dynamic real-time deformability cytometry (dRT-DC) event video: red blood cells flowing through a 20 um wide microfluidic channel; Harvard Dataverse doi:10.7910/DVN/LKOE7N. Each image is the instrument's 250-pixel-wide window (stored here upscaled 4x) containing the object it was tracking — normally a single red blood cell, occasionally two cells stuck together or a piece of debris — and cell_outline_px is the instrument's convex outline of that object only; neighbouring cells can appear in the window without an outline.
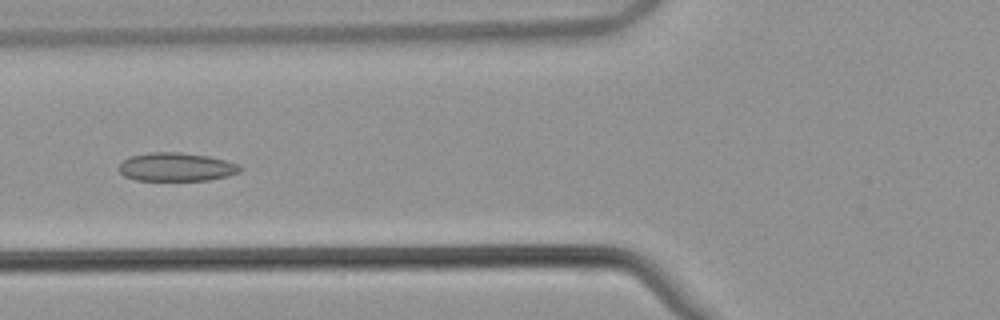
{"species": "common noctule bat (a hibernating species)", "species_latin": "Nyctalus noctula", "temperature_condition": "warm", "stored_images_in_passage": 41, "camera_frame_rate_fps": 3000, "um_per_image_px": 0.085, "animal": {"sex": "male", "body_mass_g": 21.5, "forearm_length_mm": 52.0}, "frame": {"image": 1, "passage_image": 8, "time_ms": 2.333, "image_size_px": [1000, 320], "cell_outline_px": [[244, 168], [240, 172], [228, 176], [208, 180], [136, 180], [124, 176], [120, 172], [120, 164], [128, 156], [148, 152], [180, 152], [208, 156], [240, 164]], "centroid_in_image_um": [15.01, 14.19], "position_along_channel_um": 110.8, "area_um2": 20.23}}
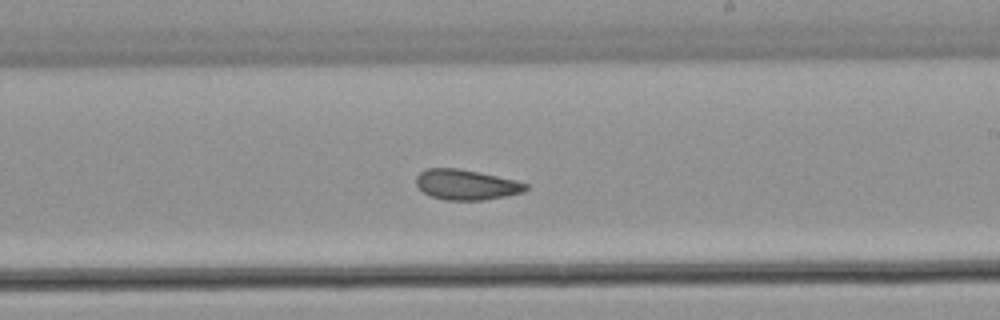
{"frame": {"image": 2, "passage_image": 19, "time_ms": 6.0, "image_size_px": [1000, 320], "cell_outline_px": [[528, 188], [524, 192], [484, 200], [444, 200], [432, 196], [424, 192], [416, 184], [416, 176], [424, 168], [460, 168], [516, 180], [528, 184]], "centroid_in_image_um": [39.63, 15.69], "position_along_channel_um": 249.4, "area_um2": 19.36}}
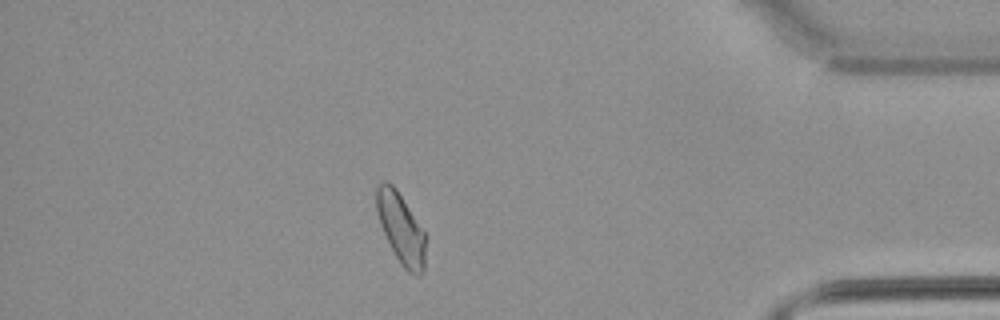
{"frame": {"image": 3, "passage_image": 34, "time_ms": 11.0, "image_size_px": [1000, 320], "cell_outline_px": [[424, 272], [420, 276], [408, 272], [400, 264], [380, 224], [376, 212], [376, 188], [384, 180], [388, 180], [396, 188], [424, 232]], "centroid_in_image_um": [34.06, 19.4], "position_along_channel_um": 401.1, "area_um2": 19.77}, "authors_computed_cell_mechanics": {"area_um2": 20.23, "velocity_mm_per_s": 3.7857, "shape_relaxation_time_tau1_ms": null, "shape_relaxation_time_tau2_ms": 3.5583, "deformation_change_tau1": null, "deformation_change_tau2": 0.0669}}